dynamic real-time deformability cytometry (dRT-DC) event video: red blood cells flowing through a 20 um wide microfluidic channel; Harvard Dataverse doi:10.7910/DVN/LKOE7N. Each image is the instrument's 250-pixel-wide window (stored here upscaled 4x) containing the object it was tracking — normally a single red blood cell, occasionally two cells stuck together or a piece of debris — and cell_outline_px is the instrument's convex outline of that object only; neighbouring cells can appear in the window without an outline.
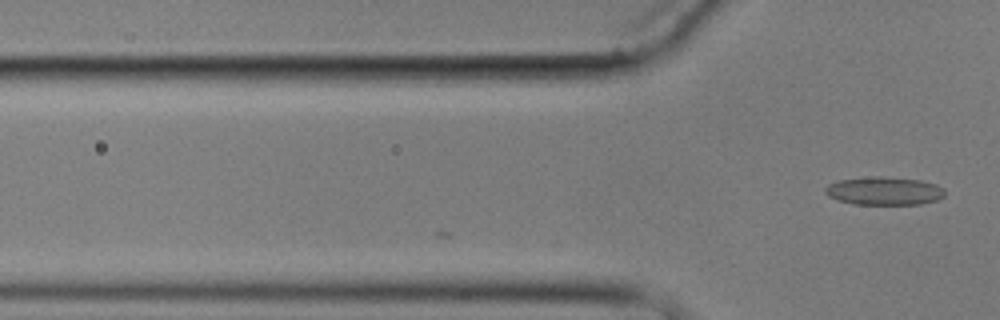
{"species": "common noctule bat (a hibernating species)", "species_latin": "Nyctalus noctula", "temperature_condition": "cold", "stored_images_in_passage": 4, "camera_frame_rate_fps": 3000, "um_per_image_px": 0.085, "animal": {"sex": "male", "body_mass_g": 17.9}, "frame": {"image": 1, "passage_image": 4, "time_ms": 3.333, "image_size_px": [1000, 320], "cell_outline_px": [[944, 196], [936, 200], [920, 204], [856, 204], [836, 200], [828, 196], [824, 192], [824, 188], [828, 184], [840, 180], [876, 176], [880, 176], [920, 180], [936, 184], [944, 188]], "centroid_in_image_um": [75.14, 16.23], "position_along_channel_um": 50.7, "area_um2": 19.59}}